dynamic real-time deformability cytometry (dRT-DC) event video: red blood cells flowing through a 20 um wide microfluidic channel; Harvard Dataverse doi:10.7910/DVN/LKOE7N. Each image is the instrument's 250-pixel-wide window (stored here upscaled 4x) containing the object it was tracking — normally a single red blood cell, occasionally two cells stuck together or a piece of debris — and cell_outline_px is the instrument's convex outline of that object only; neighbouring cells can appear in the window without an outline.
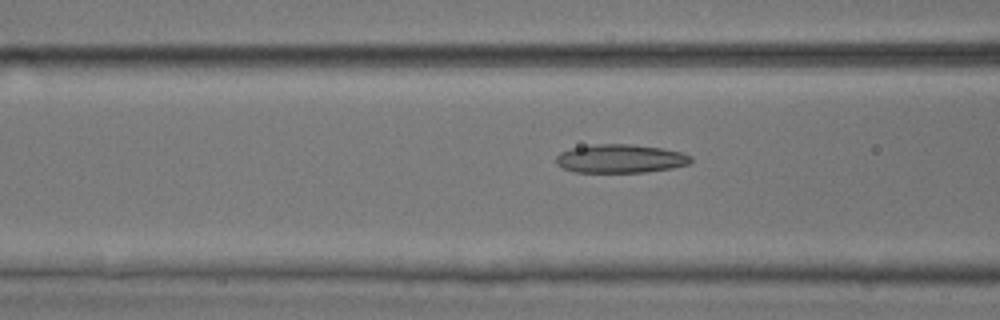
{"species": "common noctule bat (a hibernating species)", "species_latin": "Nyctalus noctula", "temperature_condition": "room temperature", "stored_images_in_passage": 47, "camera_frame_rate_fps": 3000, "um_per_image_px": 0.085, "animal": {"sex": "male", "body_mass_g": 17.9, "forearm_length_mm": 54.2}, "frame": {"image": 1, "passage_image": 21, "time_ms": 6.667, "image_size_px": [1000, 320], "cell_outline_px": [[692, 160], [688, 164], [672, 168], [644, 172], [572, 172], [556, 164], [556, 156], [560, 152], [572, 148], [596, 144], [632, 144], [660, 148], [680, 152], [692, 156]], "centroid_in_image_um": [52.71, 13.48], "position_along_channel_um": 113.9, "area_um2": 22.37}}
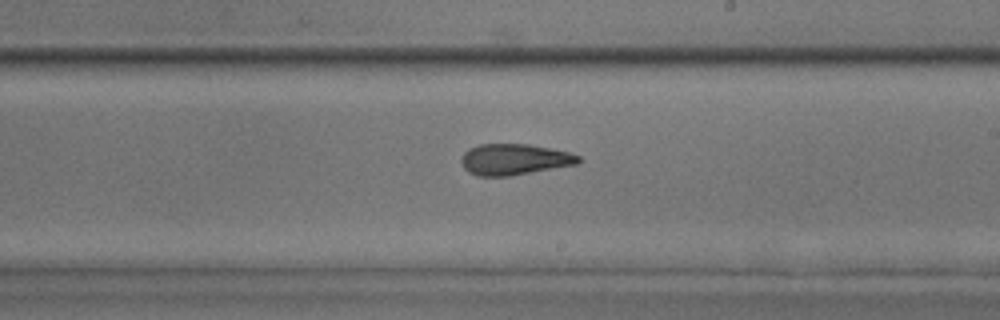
{"frame": {"image": 2, "passage_image": 31, "time_ms": 10.0, "image_size_px": [1000, 320], "cell_outline_px": [[580, 160], [576, 164], [508, 176], [476, 176], [468, 172], [464, 168], [460, 160], [464, 152], [468, 148], [480, 144], [528, 144], [568, 152], [580, 156]], "centroid_in_image_um": [43.65, 13.55], "position_along_channel_um": 245.3, "area_um2": 21.04}}
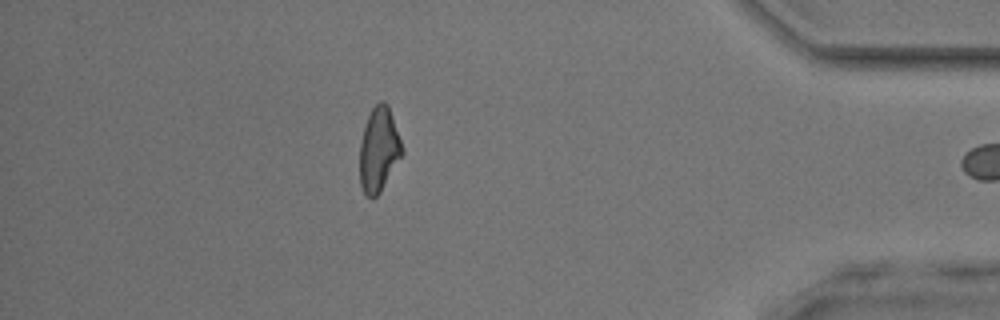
{"frame": {"image": 3, "passage_image": 46, "time_ms": 15.0, "image_size_px": [1000, 320], "cell_outline_px": [[404, 152], [380, 192], [372, 200], [364, 192], [360, 184], [360, 144], [364, 128], [368, 116], [372, 108], [380, 100], [384, 100], [388, 104], [404, 148]], "centroid_in_image_um": [32.21, 12.7], "position_along_channel_um": 403.0, "area_um2": 20.81}}